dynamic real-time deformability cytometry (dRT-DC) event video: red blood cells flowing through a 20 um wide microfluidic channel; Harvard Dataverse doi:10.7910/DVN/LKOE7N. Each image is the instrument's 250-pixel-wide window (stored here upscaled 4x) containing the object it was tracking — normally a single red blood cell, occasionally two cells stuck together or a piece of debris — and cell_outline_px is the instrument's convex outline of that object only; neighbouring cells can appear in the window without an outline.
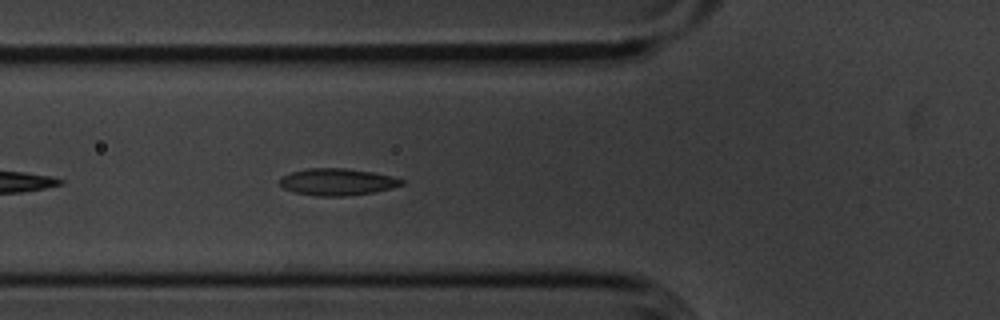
{"species": "common noctule bat (a hibernating species)", "species_latin": "Nyctalus noctula", "temperature_condition": "cold", "stored_images_in_passage": 29, "camera_frame_rate_fps": 3000, "um_per_image_px": 0.085, "animal": {"sex": "male", "body_mass_g": 20.1, "forearm_length_mm": 53.5}, "frame": {"image": 1, "passage_image": 6, "time_ms": 1.667, "image_size_px": [1000, 320], "cell_outline_px": [[404, 184], [392, 188], [372, 192], [344, 196], [316, 196], [296, 192], [284, 188], [280, 184], [280, 176], [292, 172], [308, 168], [344, 168], [372, 172], [392, 176], [404, 180]], "centroid_in_image_um": [28.67, 15.46], "position_along_channel_um": 97.1, "area_um2": 18.96}}
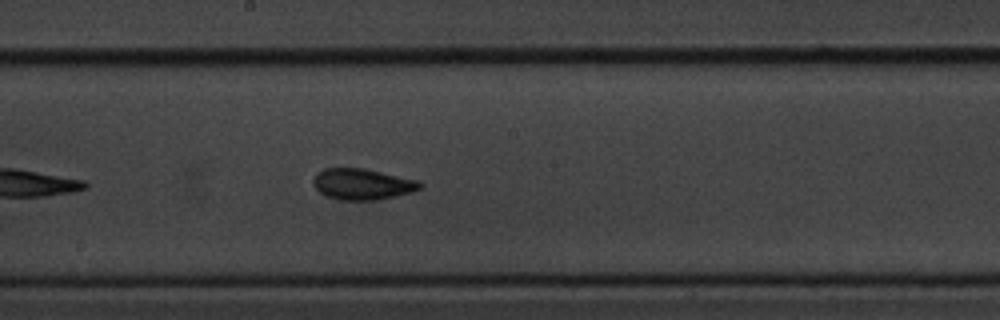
{"frame": {"image": 2, "passage_image": 16, "time_ms": 5.0, "image_size_px": [1000, 320], "cell_outline_px": [[424, 184], [420, 188], [412, 192], [396, 196], [376, 200], [340, 200], [328, 196], [320, 192], [312, 184], [312, 180], [316, 172], [324, 168], [364, 168], [420, 180]], "centroid_in_image_um": [30.81, 15.64], "position_along_channel_um": 217.4, "area_um2": 19.54}}
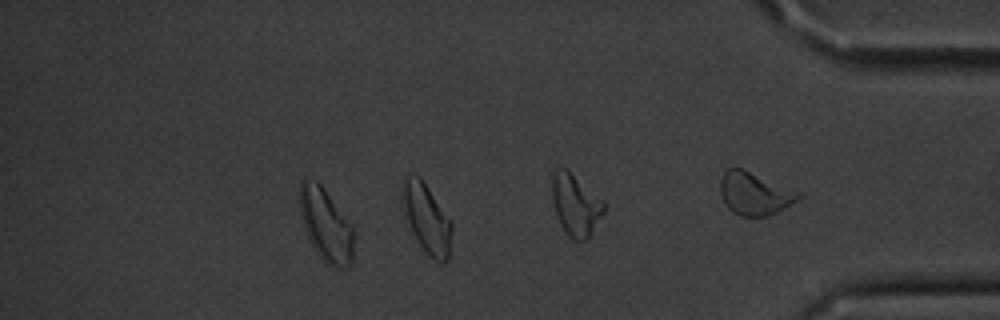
{"frame": {"image": 3, "passage_image": 29, "time_ms": 9.333, "image_size_px": [1000, 320], "cell_outline_px": [[452, 228], [448, 260], [444, 264], [440, 264], [432, 260], [428, 256], [412, 232], [408, 220], [400, 188], [404, 180], [408, 176], [420, 176], [452, 220]], "centroid_in_image_um": [36.32, 18.61], "position_along_channel_um": 398.9, "area_um2": 19.88}, "authors_computed_cell_mechanics": {"area_um2": 18.785, "velocity_mm_per_s": 3.5893, "shape_relaxation_time_tau1_ms": 4.36, "shape_relaxation_time_tau2_ms": 3.0003, "deformation_change_tau1": 0.1108, "deformation_change_tau2": 0.0945}}